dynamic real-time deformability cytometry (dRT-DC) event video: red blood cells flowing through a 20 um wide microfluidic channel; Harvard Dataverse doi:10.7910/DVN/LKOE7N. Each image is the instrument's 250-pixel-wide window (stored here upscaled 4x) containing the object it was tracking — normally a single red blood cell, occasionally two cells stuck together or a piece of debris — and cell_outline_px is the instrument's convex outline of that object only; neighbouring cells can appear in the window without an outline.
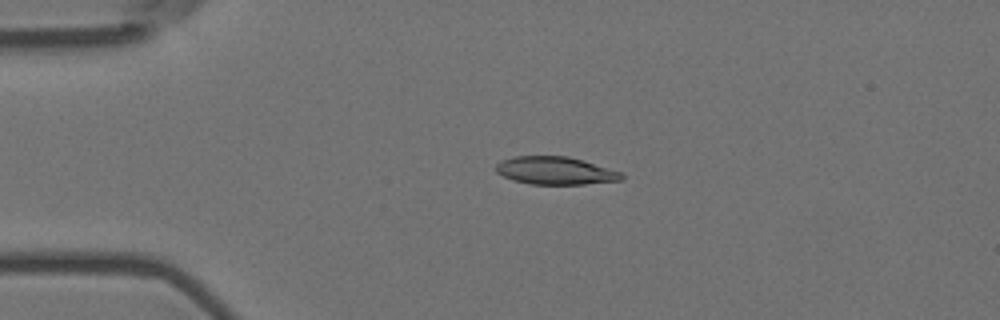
{"species": "Egyptian fruit bat (a non-hibernating species)", "species_latin": "Rousettus aegyptiacus", "temperature_condition": "room temperature", "stored_images_in_passage": 4, "camera_frame_rate_fps": 3000, "um_per_image_px": 0.085, "animal": {"sex": "female"}, "frame": {"image": 1, "passage_image": 3, "time_ms": 0.667, "image_size_px": [1000, 320], "cell_outline_px": [[624, 176], [620, 180], [584, 184], [532, 184], [512, 180], [496, 172], [496, 164], [500, 160], [512, 156], [568, 156], [584, 160], [624, 172]], "centroid_in_image_um": [47.21, 14.49], "position_along_channel_um": 37.8, "area_um2": 20.52}}